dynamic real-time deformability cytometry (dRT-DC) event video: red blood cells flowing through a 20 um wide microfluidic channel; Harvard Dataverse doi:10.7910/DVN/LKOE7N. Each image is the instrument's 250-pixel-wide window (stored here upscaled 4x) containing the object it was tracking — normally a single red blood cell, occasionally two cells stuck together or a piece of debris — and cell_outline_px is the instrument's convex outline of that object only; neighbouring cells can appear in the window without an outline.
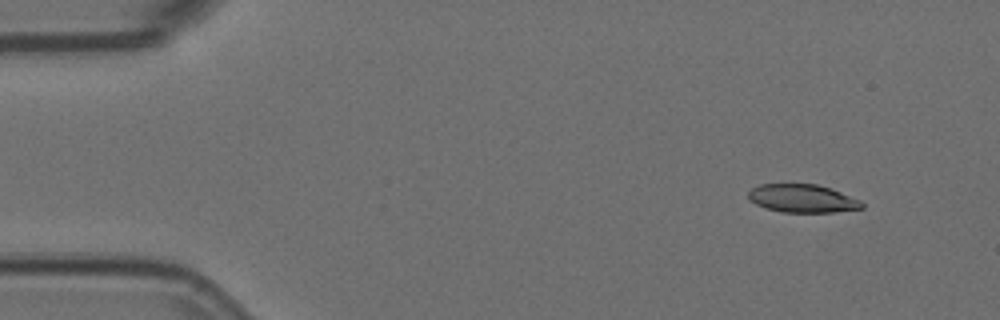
{"species": "Egyptian fruit bat (a non-hibernating species)", "species_latin": "Rousettus aegyptiacus", "temperature_condition": "room temperature", "stored_images_in_passage": 5, "camera_frame_rate_fps": 3000, "um_per_image_px": 0.085, "animal": {"sex": "female"}, "frame": {"image": 1, "passage_image": 1, "time_ms": 0.0, "image_size_px": [1000, 320], "cell_outline_px": [[864, 208], [832, 212], [784, 212], [764, 208], [748, 200], [748, 192], [752, 188], [760, 184], [816, 184], [840, 192], [860, 200], [864, 204]], "centroid_in_image_um": [68.17, 16.87], "position_along_channel_um": 16.8, "area_um2": 18.55}}
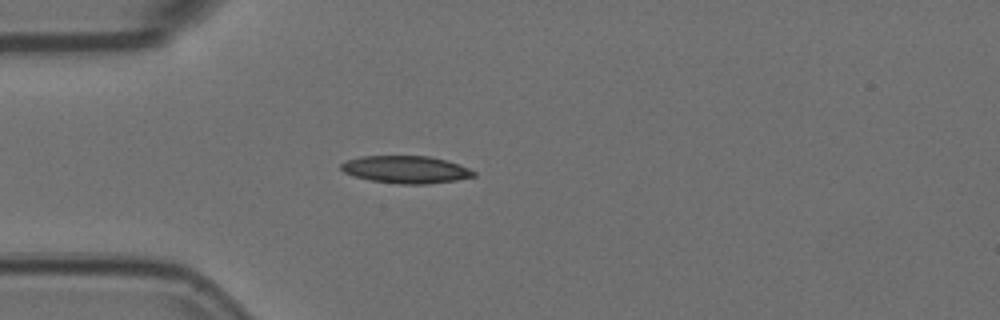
{"frame": {"image": 2, "passage_image": 4, "time_ms": 1.0, "image_size_px": [1000, 320], "cell_outline_px": [[476, 176], [456, 180], [428, 184], [400, 184], [372, 180], [356, 176], [344, 172], [340, 168], [340, 164], [348, 160], [360, 156], [428, 156], [444, 160], [468, 168], [476, 172]], "centroid_in_image_um": [34.5, 14.41], "position_along_channel_um": 50.5, "area_um2": 20.92}}